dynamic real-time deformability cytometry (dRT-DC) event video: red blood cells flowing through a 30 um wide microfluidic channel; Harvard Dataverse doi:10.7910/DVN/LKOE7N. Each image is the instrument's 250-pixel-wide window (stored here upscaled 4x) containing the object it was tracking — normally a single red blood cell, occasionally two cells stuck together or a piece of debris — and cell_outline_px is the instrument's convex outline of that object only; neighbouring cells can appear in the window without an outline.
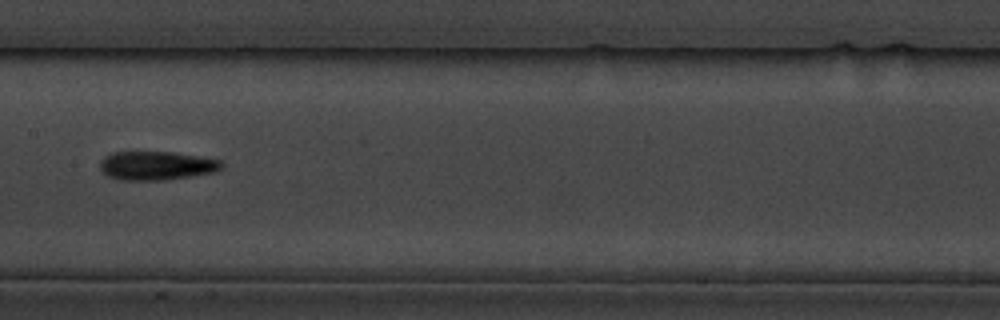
{"species": "common noctule bat (a hibernating species)", "species_latin": "Nyctalus noctula", "temperature_condition": "cold", "stored_images_in_passage": 17, "camera_frame_rate_fps": 3000, "um_per_image_px": 0.085, "animal": {"sex": "male", "body_mass_g": 19.5, "forearm_length_mm": 54.6}, "frame": {"image": 1, "passage_image": 8, "time_ms": 8.0, "image_size_px": [1000, 320], "cell_outline_px": [[224, 164], [220, 168], [212, 172], [188, 176], [160, 180], [116, 180], [108, 176], [100, 168], [100, 160], [104, 156], [112, 152], [172, 152], [220, 160]], "centroid_in_image_um": [13.22, 14.07], "position_along_channel_um": 194.2, "area_um2": 20.11}}
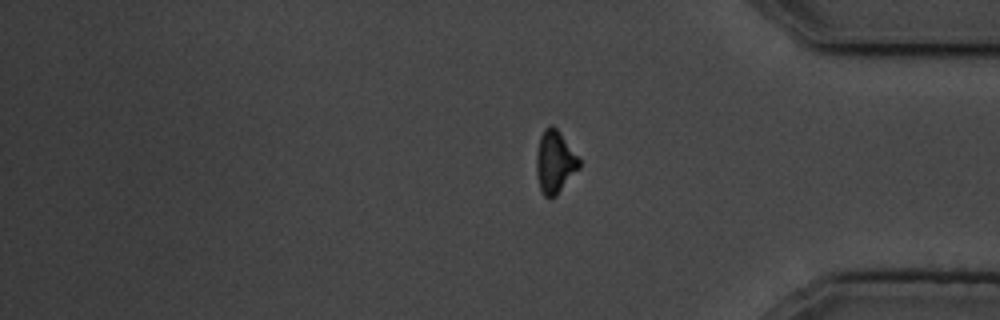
{"frame": {"image": 2, "passage_image": 17, "time_ms": 18.333, "image_size_px": [1000, 320], "cell_outline_px": [[580, 168], [556, 196], [544, 196], [540, 188], [536, 176], [536, 156], [540, 136], [544, 128], [548, 124], [552, 124], [556, 128], [580, 156]], "centroid_in_image_um": [47.18, 13.74], "position_along_channel_um": 388.0, "area_um2": 15.84}, "authors_computed_cell_mechanics": {"area_um2": 19.363, "velocity_mm_per_s": 3.5865, "shape_relaxation_time_tau1_ms": 1.8324, "shape_relaxation_time_tau2_ms": 4.561, "deformation_change_tau1": 0.0952, "deformation_change_tau2": 0.1362}}